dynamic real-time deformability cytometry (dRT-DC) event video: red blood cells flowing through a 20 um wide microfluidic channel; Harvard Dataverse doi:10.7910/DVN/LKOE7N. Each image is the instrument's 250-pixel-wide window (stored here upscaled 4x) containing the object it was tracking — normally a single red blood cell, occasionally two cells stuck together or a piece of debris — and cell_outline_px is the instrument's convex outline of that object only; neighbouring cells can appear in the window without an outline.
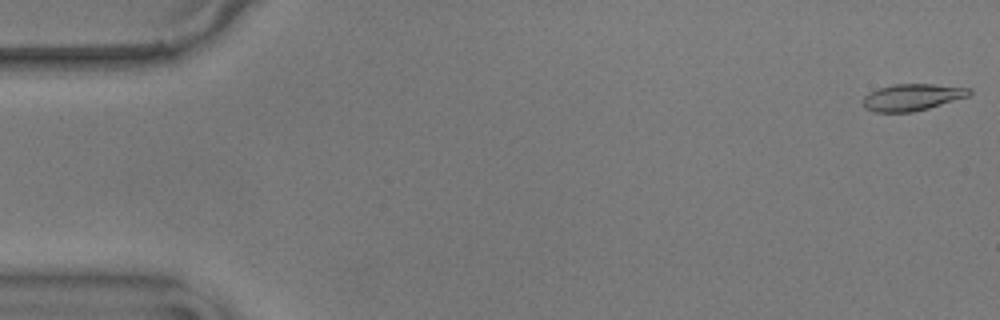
{"species": "common noctule bat (a hibernating species)", "species_latin": "Nyctalus noctula", "temperature_condition": "warm", "stored_images_in_passage": 56, "camera_frame_rate_fps": 3000, "um_per_image_px": 0.085, "animal": {"sex": "male", "body_mass_g": 17.9}, "frame": {"image": 1, "passage_image": 1, "time_ms": 0.0, "image_size_px": [1000, 320], "cell_outline_px": [[972, 92], [968, 96], [928, 108], [912, 112], [876, 112], [864, 108], [864, 96], [880, 88], [892, 84], [932, 84], [972, 88]], "centroid_in_image_um": [77.55, 8.26], "position_along_channel_um": 7.4, "area_um2": 16.36}}
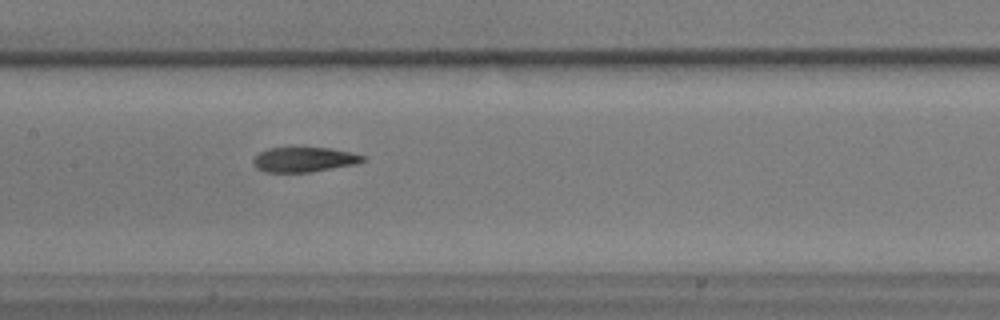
{"frame": {"image": 2, "passage_image": 27, "time_ms": 8.667, "image_size_px": [1000, 320], "cell_outline_px": [[364, 160], [356, 164], [308, 172], [264, 172], [256, 168], [252, 164], [252, 160], [260, 152], [268, 148], [328, 148], [348, 152], [364, 156]], "centroid_in_image_um": [25.78, 13.57], "position_along_channel_um": 181.6, "area_um2": 15.61}}
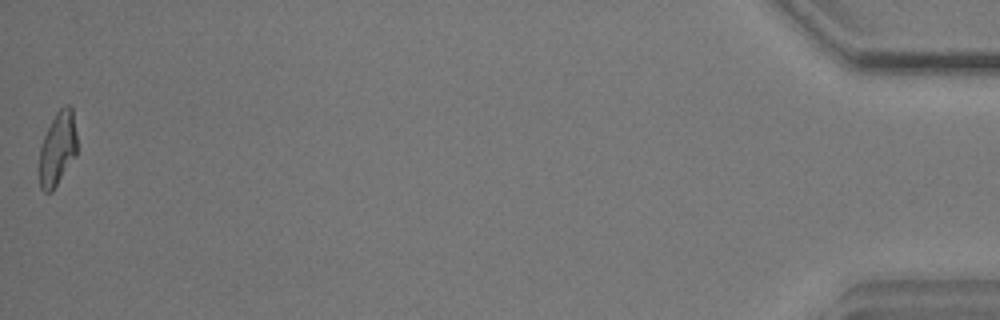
{"frame": {"image": 3, "passage_image": 56, "time_ms": 18.333, "image_size_px": [1000, 320], "cell_outline_px": [[76, 156], [52, 192], [44, 192], [40, 188], [40, 148], [44, 136], [56, 112], [60, 108], [68, 104], [72, 108], [76, 132]], "centroid_in_image_um": [4.9, 12.64], "position_along_channel_um": 430.3, "area_um2": 16.07}, "authors_computed_cell_mechanics": {"area_um2": 16.5019, "velocity_mm_per_s": 3.5823, "shape_relaxation_time_tau1_ms": 4.2647, "shape_relaxation_time_tau2_ms": 2.1028, "deformation_change_tau1": 0.2011, "deformation_change_tau2": 0.1037}}